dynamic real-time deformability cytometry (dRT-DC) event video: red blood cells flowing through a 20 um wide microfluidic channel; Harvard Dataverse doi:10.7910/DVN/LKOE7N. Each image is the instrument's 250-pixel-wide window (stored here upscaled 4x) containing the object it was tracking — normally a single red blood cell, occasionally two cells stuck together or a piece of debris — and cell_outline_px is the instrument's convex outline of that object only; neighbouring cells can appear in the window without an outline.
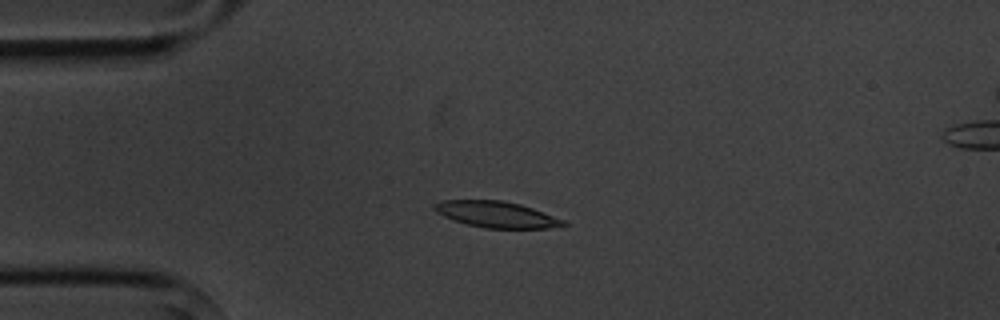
{"species": "common noctule bat (a hibernating species)", "species_latin": "Nyctalus noctula", "temperature_condition": "cold", "stored_images_in_passage": 9, "camera_frame_rate_fps": 3000, "um_per_image_px": 0.085, "animal": {"sex": "male", "body_mass_g": 20.1, "forearm_length_mm": 53.5}, "frame": {"image": 1, "passage_image": 4, "time_ms": 3.333, "image_size_px": [1000, 320], "cell_outline_px": [[568, 224], [548, 228], [484, 228], [468, 224], [444, 216], [436, 212], [432, 208], [432, 204], [440, 200], [504, 200], [520, 204], [532, 208], [564, 220]], "centroid_in_image_um": [42.16, 18.21], "position_along_channel_um": 42.8, "area_um2": 19.54}}
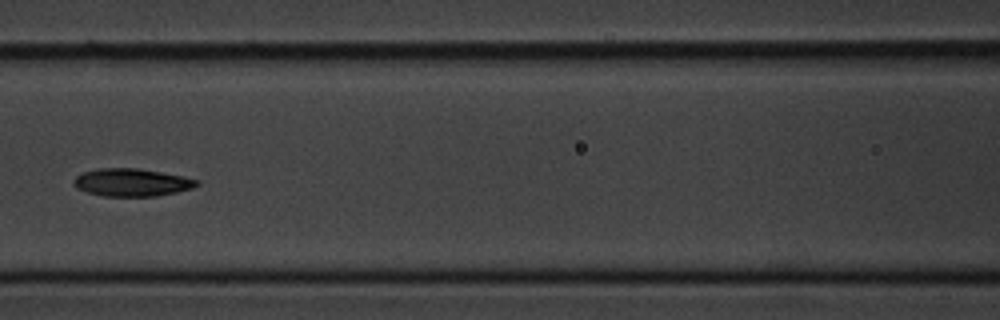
{"frame": {"image": 2, "passage_image": 7, "time_ms": 7.0, "image_size_px": [1000, 320], "cell_outline_px": [[200, 184], [192, 188], [176, 192], [156, 196], [104, 196], [88, 192], [76, 188], [72, 184], [72, 180], [76, 176], [84, 172], [100, 168], [136, 168], [184, 176], [200, 180]], "centroid_in_image_um": [11.2, 15.5], "position_along_channel_um": 155.4, "area_um2": 19.88}}
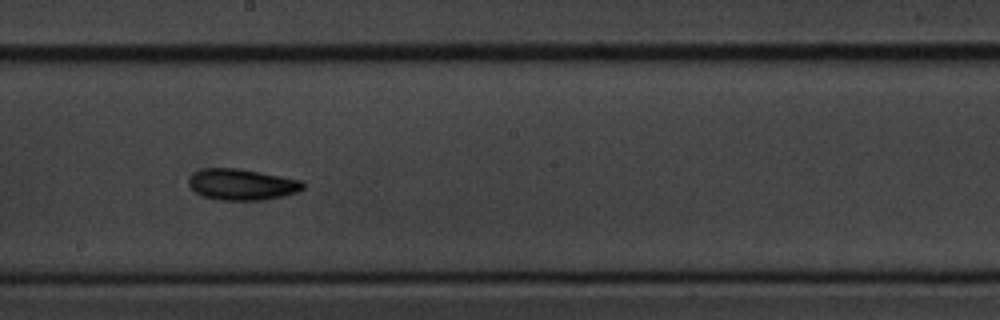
{"frame": {"image": 3, "passage_image": 9, "time_ms": 9.0, "image_size_px": [1000, 320], "cell_outline_px": [[304, 188], [296, 192], [284, 196], [264, 200], [224, 200], [204, 196], [196, 192], [188, 184], [188, 180], [192, 172], [204, 168], [240, 168], [304, 180]], "centroid_in_image_um": [20.59, 15.66], "position_along_channel_um": 227.6, "area_um2": 20.92}}